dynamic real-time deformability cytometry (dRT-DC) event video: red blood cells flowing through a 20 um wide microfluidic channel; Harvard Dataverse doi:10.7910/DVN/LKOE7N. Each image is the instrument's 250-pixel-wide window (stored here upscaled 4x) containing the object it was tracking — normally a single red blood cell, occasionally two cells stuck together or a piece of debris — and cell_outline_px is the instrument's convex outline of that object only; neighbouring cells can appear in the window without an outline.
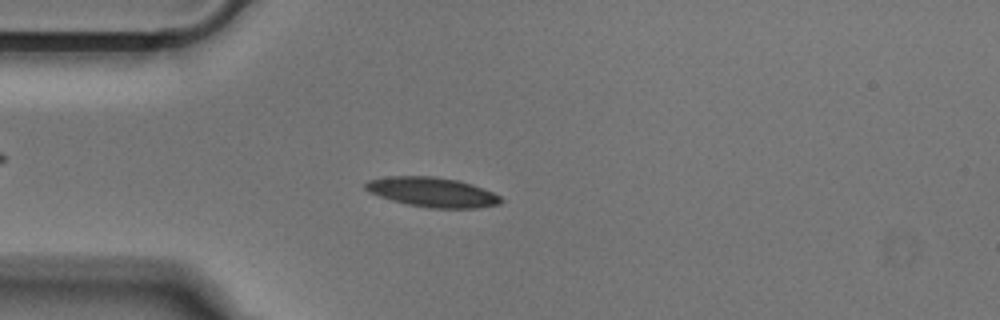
{"species": "Egyptian fruit bat (a non-hibernating species)", "species_latin": "Rousettus aegyptiacus", "temperature_condition": "cold", "stored_images_in_passage": 42, "camera_frame_rate_fps": 3000, "um_per_image_px": 0.085, "animal": {"sex": "male"}, "frame": {"image": 1, "passage_image": 4, "time_ms": 1.0, "image_size_px": [1000, 320], "cell_outline_px": [[504, 200], [500, 204], [476, 208], [428, 208], [408, 204], [392, 200], [368, 192], [364, 188], [364, 184], [368, 180], [388, 176], [432, 176], [460, 180], [472, 184], [492, 192], [500, 196]], "centroid_in_image_um": [36.75, 16.33], "position_along_channel_um": 48.3, "area_um2": 23.47}}
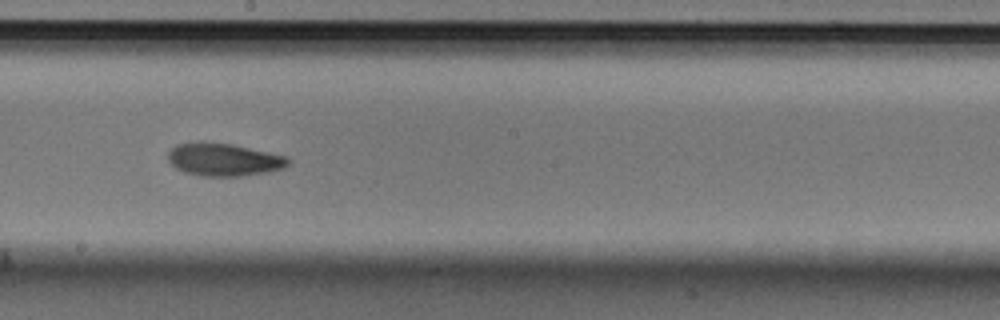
{"frame": {"image": 2, "passage_image": 19, "time_ms": 6.0, "image_size_px": [1000, 320], "cell_outline_px": [[292, 160], [284, 168], [268, 172], [244, 176], [200, 176], [184, 172], [176, 168], [168, 160], [168, 152], [176, 144], [188, 140], [204, 140], [232, 144], [288, 156]], "centroid_in_image_um": [19.0, 13.54], "position_along_channel_um": 229.2, "area_um2": 23.64}}
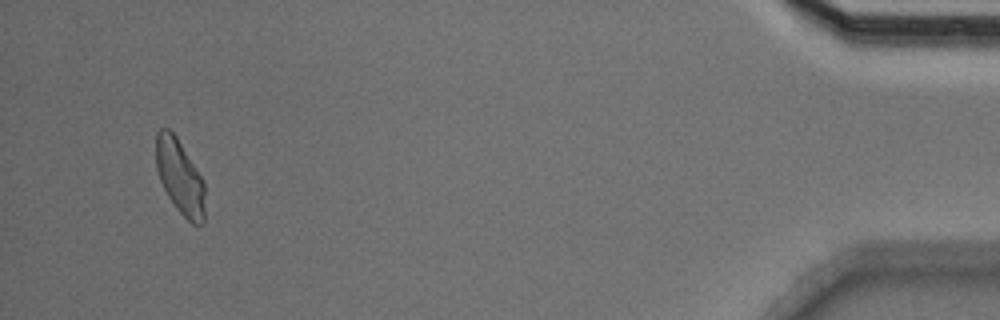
{"frame": {"image": 3, "passage_image": 40, "time_ms": 13.0, "image_size_px": [1000, 320], "cell_outline_px": [[204, 224], [192, 224], [176, 208], [168, 196], [160, 180], [156, 168], [156, 132], [160, 128], [168, 128], [176, 136], [204, 180]], "centroid_in_image_um": [15.29, 15.02], "position_along_channel_um": 419.9, "area_um2": 21.21}}